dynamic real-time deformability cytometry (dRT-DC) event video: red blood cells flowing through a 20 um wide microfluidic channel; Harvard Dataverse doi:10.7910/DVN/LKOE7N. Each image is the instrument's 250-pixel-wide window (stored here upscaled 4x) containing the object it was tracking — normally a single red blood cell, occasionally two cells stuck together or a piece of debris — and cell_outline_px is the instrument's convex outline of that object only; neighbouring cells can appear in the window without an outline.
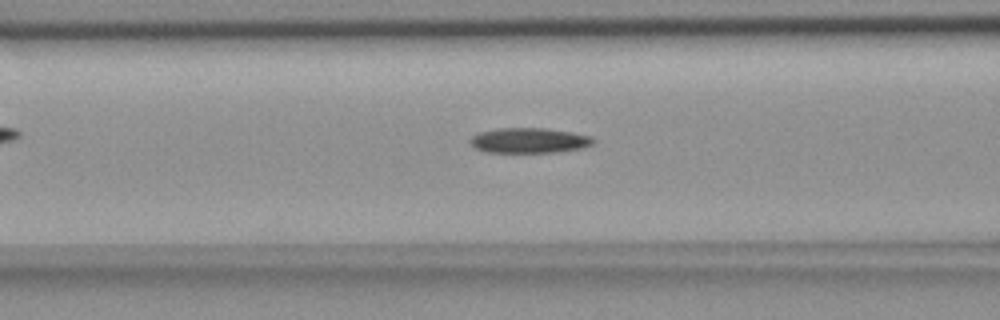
{"species": "common noctule bat (a hibernating species)", "species_latin": "Nyctalus noctula", "temperature_condition": "room temperature", "stored_images_in_passage": 47, "camera_frame_rate_fps": 3000, "um_per_image_px": 0.085, "animal": {"sex": "female", "body_mass_g": 18.4}, "frame": {"image": 1, "passage_image": 21, "time_ms": 6.667, "image_size_px": [1000, 320], "cell_outline_px": [[596, 144], [584, 148], [560, 152], [488, 152], [476, 148], [468, 140], [472, 136], [480, 132], [500, 128], [544, 128], [572, 132], [592, 136], [596, 140]], "centroid_in_image_um": [45.07, 11.94], "position_along_channel_um": 121.5, "area_um2": 18.21}}
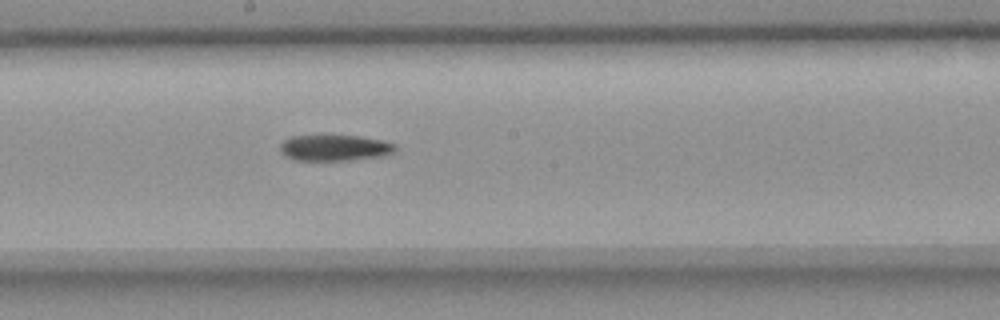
{"frame": {"image": 2, "passage_image": 29, "time_ms": 9.333, "image_size_px": [1000, 320], "cell_outline_px": [[396, 148], [392, 152], [384, 156], [348, 160], [292, 160], [284, 156], [280, 152], [280, 144], [284, 140], [292, 136], [360, 136], [380, 140], [396, 144]], "centroid_in_image_um": [28.41, 12.57], "position_along_channel_um": 219.8, "area_um2": 17.4}}
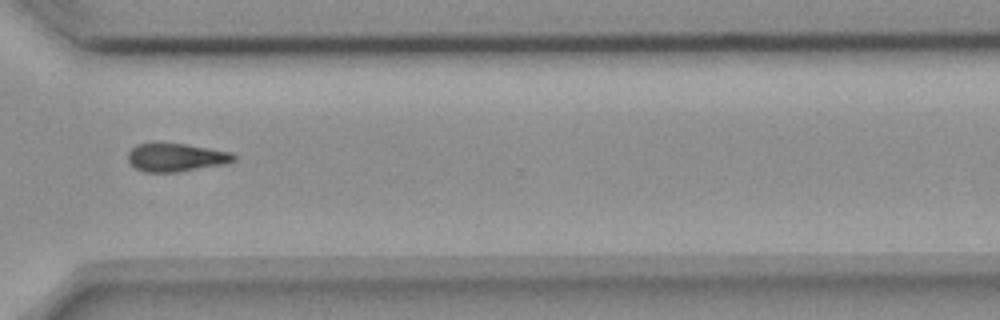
{"frame": {"image": 3, "passage_image": 40, "time_ms": 13.0, "image_size_px": [1000, 320], "cell_outline_px": [[236, 160], [228, 164], [180, 172], [144, 172], [136, 168], [128, 160], [128, 152], [136, 144], [152, 140], [184, 144], [232, 152], [236, 156]], "centroid_in_image_um": [14.95, 13.35], "position_along_channel_um": 355.6, "area_um2": 18.09}}